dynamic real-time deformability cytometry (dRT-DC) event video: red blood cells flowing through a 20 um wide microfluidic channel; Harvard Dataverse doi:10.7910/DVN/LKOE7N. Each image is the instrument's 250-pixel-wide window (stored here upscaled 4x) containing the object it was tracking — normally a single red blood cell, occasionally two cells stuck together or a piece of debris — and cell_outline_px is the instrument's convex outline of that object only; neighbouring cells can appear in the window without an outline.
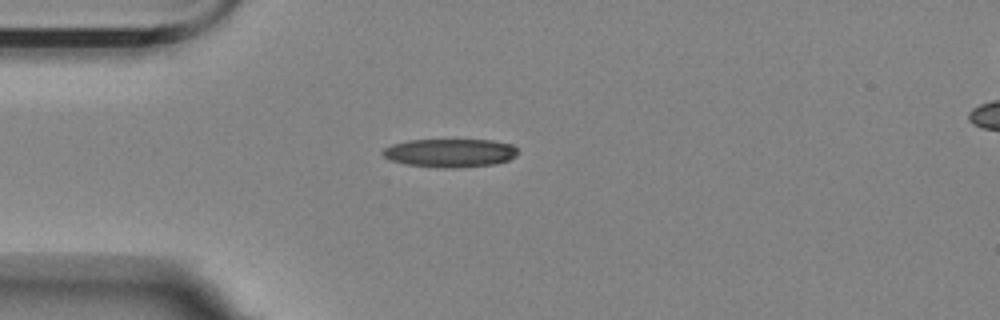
{"species": "Egyptian fruit bat (a non-hibernating species)", "species_latin": "Rousettus aegyptiacus", "temperature_condition": "room temperature", "stored_images_in_passage": 31, "camera_frame_rate_fps": 3000, "um_per_image_px": 0.085, "animal": {"sex": "female"}, "frame": {"image": 1, "passage_image": 1, "time_ms": 0.0, "image_size_px": [1000, 320], "cell_outline_px": [[516, 156], [508, 160], [492, 164], [456, 168], [444, 168], [404, 164], [392, 160], [384, 156], [380, 152], [384, 148], [392, 144], [408, 140], [492, 140], [512, 144], [516, 148]], "centroid_in_image_um": [38.23, 12.99], "position_along_channel_um": 46.8, "area_um2": 22.31}}
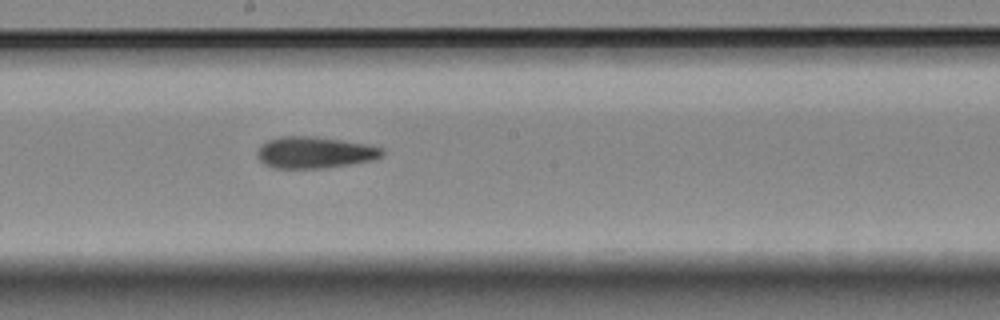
{"frame": {"image": 2, "passage_image": 17, "time_ms": 5.333, "image_size_px": [1000, 320], "cell_outline_px": [[384, 152], [380, 156], [372, 160], [324, 168], [272, 168], [264, 164], [260, 160], [256, 152], [260, 144], [268, 140], [280, 136], [316, 136], [368, 144], [384, 148]], "centroid_in_image_um": [26.71, 12.95], "position_along_channel_um": 221.5, "area_um2": 23.06}}
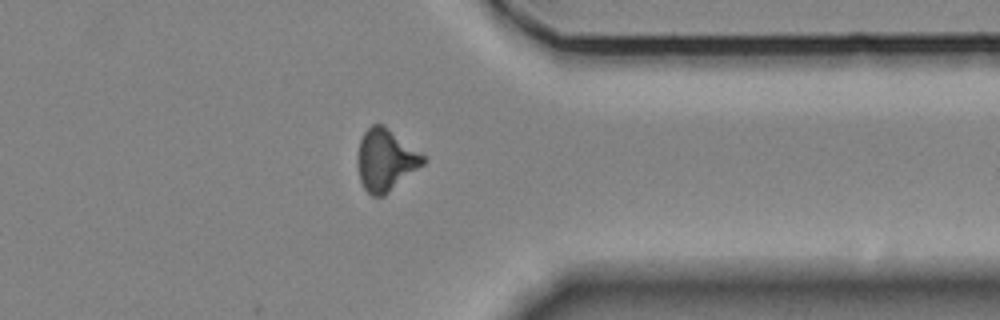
{"frame": {"image": 3, "passage_image": 31, "time_ms": 10.0, "image_size_px": [1000, 320], "cell_outline_px": [[428, 160], [424, 164], [384, 196], [372, 196], [364, 188], [360, 180], [356, 160], [360, 140], [364, 132], [372, 124], [384, 124], [424, 156]], "centroid_in_image_um": [32.76, 13.6], "position_along_channel_um": 378.6, "area_um2": 23.58}, "authors_computed_cell_mechanics": {"area_um2": 22.831, "velocity_mm_per_s": 3.5104, "shape_relaxation_time_tau1_ms": 5.0891, "shape_relaxation_time_tau2_ms": 4.7558, "deformation_change_tau1": 0.1825, "deformation_change_tau2": 0.1514}}